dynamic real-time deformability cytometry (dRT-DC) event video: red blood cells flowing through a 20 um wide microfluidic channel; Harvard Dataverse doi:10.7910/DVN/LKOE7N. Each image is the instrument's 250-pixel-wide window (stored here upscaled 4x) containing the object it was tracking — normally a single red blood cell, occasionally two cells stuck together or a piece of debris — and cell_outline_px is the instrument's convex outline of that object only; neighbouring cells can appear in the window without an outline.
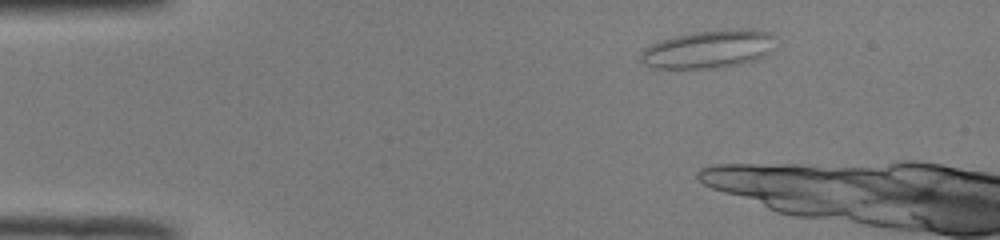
{"species": "common noctule bat (a hibernating species)", "species_latin": "Nyctalus noctula", "temperature_condition": "room temperature", "stored_images_in_passage": 5, "camera_frame_rate_fps": 3000, "um_per_image_px": 0.085, "animal": {"sex": "male", "body_mass_g": 19.0, "forearm_length_mm": 50.8}, "frame": {"image": 1, "passage_image": 1, "time_ms": 0.0, "image_size_px": [1000, 240], "cell_outline_px": [[776, 48], [772, 52], [756, 60], [716, 68], [652, 68], [644, 64], [640, 60], [640, 52], [644, 48], [660, 40], [672, 36], [692, 32], [732, 28], [752, 28], [768, 32], [776, 36]], "centroid_in_image_um": [60.29, 4.15], "position_along_channel_um": 24.7, "area_um2": 30.58}}